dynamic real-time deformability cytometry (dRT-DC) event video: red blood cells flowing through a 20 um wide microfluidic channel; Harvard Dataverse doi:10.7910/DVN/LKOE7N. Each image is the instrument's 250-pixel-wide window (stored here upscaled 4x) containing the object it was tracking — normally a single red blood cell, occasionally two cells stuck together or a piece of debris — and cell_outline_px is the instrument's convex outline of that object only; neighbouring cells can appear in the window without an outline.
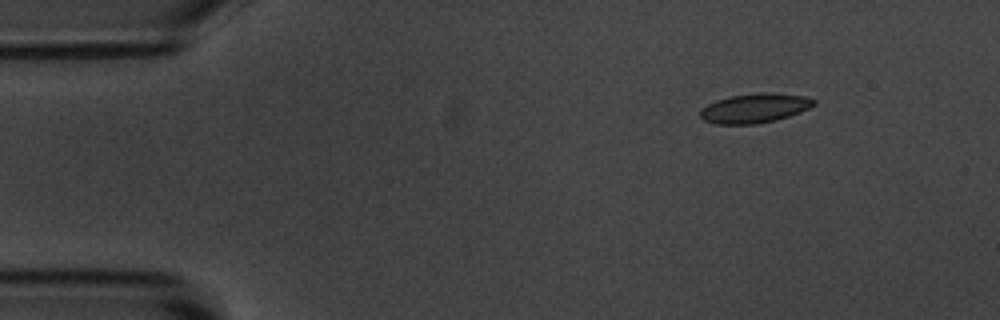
{"species": "common noctule bat (a hibernating species)", "species_latin": "Nyctalus noctula", "temperature_condition": "room temperature", "stored_images_in_passage": 49, "camera_frame_rate_fps": 3000, "um_per_image_px": 0.085, "animal": {"sex": "male", "body_mass_g": 20.1, "forearm_length_mm": 53.5}, "frame": {"image": 1, "passage_image": 1, "time_ms": 0.0, "image_size_px": [1000, 320], "cell_outline_px": [[816, 104], [800, 112], [776, 120], [756, 124], [716, 124], [704, 120], [700, 116], [700, 108], [716, 100], [732, 96], [760, 92], [764, 92], [804, 96], [816, 100]], "centroid_in_image_um": [64.13, 9.2], "position_along_channel_um": 20.9, "area_um2": 19.36}}
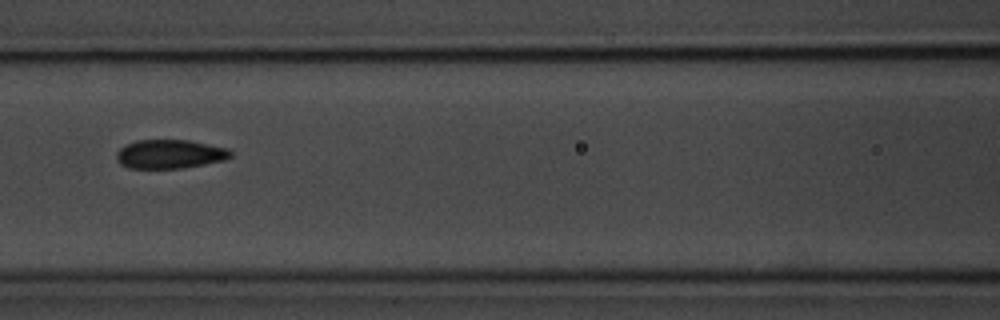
{"frame": {"image": 2, "passage_image": 18, "time_ms": 5.667, "image_size_px": [1000, 320], "cell_outline_px": [[232, 156], [224, 160], [204, 164], [180, 168], [128, 168], [120, 164], [116, 160], [116, 152], [120, 148], [136, 140], [188, 140], [228, 148], [232, 152]], "centroid_in_image_um": [14.42, 13.1], "position_along_channel_um": 152.2, "area_um2": 19.19}}
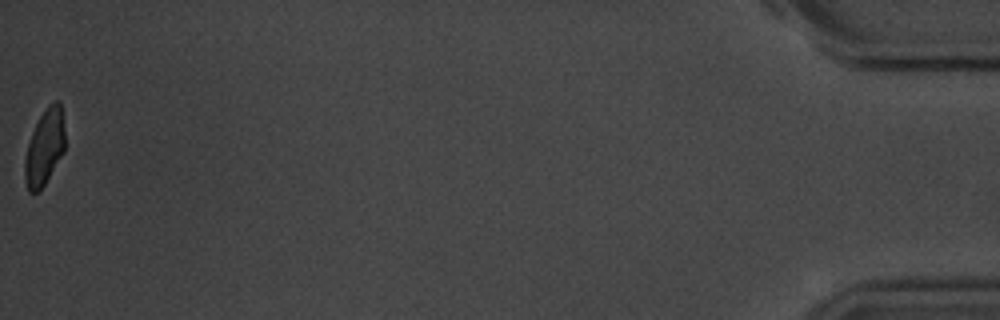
{"frame": {"image": 3, "passage_image": 49, "time_ms": 16.0, "image_size_px": [1000, 320], "cell_outline_px": [[64, 152], [40, 192], [28, 192], [24, 180], [24, 160], [28, 144], [32, 132], [40, 116], [48, 104], [56, 100], [60, 100], [64, 132]], "centroid_in_image_um": [3.77, 12.55], "position_along_channel_um": 431.4, "area_um2": 17.8}, "authors_computed_cell_mechanics": {"area_um2": 19.363, "velocity_mm_per_s": 3.6687, "shape_relaxation_time_tau1_ms": 3.5105, "shape_relaxation_time_tau2_ms": 0.8382, "deformation_change_tau1": 0.1341, "deformation_change_tau2": 0.0532}}